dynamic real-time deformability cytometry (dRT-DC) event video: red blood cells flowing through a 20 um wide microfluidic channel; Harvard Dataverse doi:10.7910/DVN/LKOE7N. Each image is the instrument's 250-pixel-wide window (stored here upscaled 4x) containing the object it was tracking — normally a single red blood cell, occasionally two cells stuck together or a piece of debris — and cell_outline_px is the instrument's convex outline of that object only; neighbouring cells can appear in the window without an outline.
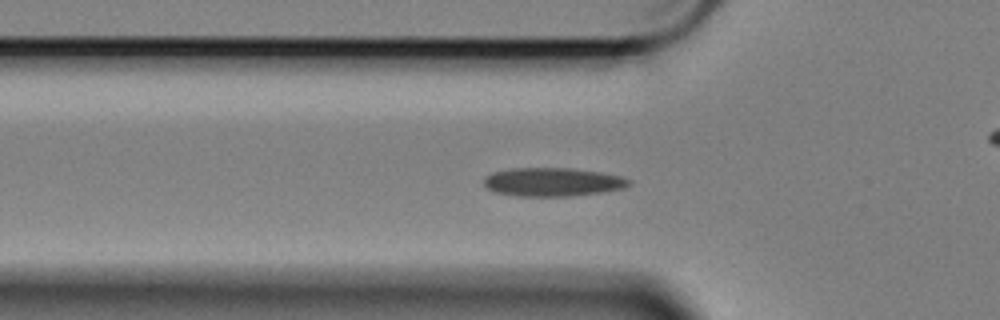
{"species": "Egyptian fruit bat (a non-hibernating species)", "species_latin": "Rousettus aegyptiacus", "temperature_condition": "cold", "stored_images_in_passage": 50, "camera_frame_rate_fps": 3000, "um_per_image_px": 0.085, "animal": {"sex": "female"}, "frame": {"image": 1, "passage_image": 18, "time_ms": 5.667, "image_size_px": [1000, 320], "cell_outline_px": [[632, 184], [624, 188], [600, 192], [568, 196], [516, 196], [496, 192], [488, 188], [484, 184], [484, 176], [492, 172], [508, 168], [572, 168], [600, 172], [620, 176], [632, 180]], "centroid_in_image_um": [46.96, 15.46], "position_along_channel_um": 78.8, "area_um2": 24.22}}
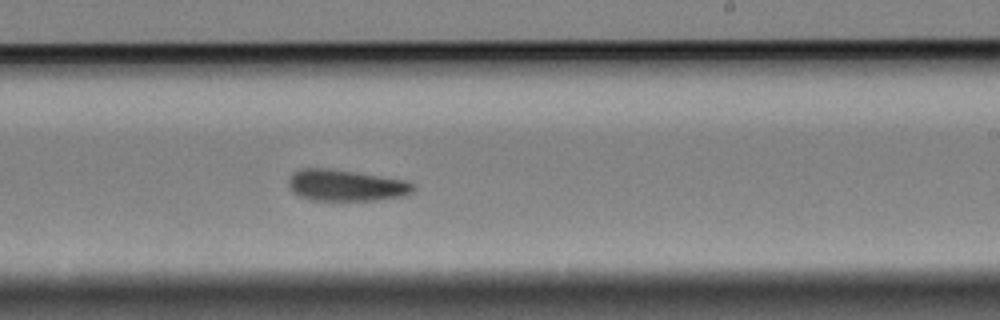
{"frame": {"image": 2, "passage_image": 34, "time_ms": 11.0, "image_size_px": [1000, 320], "cell_outline_px": [[416, 188], [412, 192], [404, 196], [380, 200], [308, 200], [292, 192], [288, 184], [288, 180], [292, 172], [300, 168], [332, 168], [408, 180], [416, 184]], "centroid_in_image_um": [29.43, 15.75], "position_along_channel_um": 259.6, "area_um2": 23.35}}
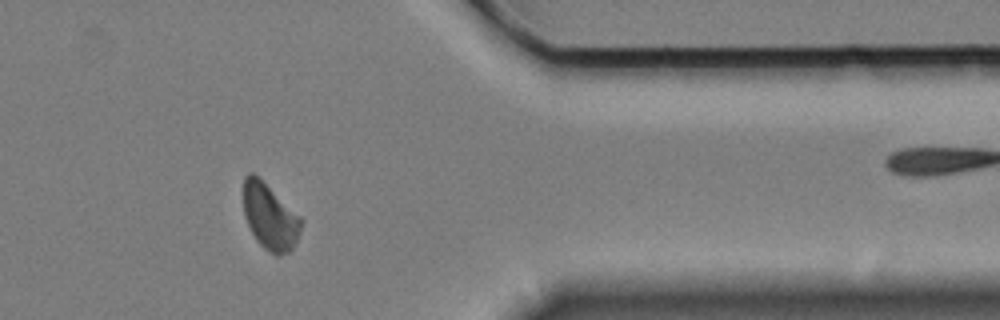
{"frame": {"image": 3, "passage_image": 47, "time_ms": 15.333, "image_size_px": [1000, 320], "cell_outline_px": [[304, 220], [296, 240], [292, 248], [288, 252], [280, 256], [276, 256], [264, 248], [256, 240], [244, 216], [244, 176], [248, 172], [252, 172], [300, 216]], "centroid_in_image_um": [22.94, 18.44], "position_along_channel_um": 388.5, "area_um2": 21.79}, "authors_computed_cell_mechanics": {"area_um2": 23.3223, "velocity_mm_per_s": 3.3806, "shape_relaxation_time_tau1_ms": 9.3978, "shape_relaxation_time_tau2_ms": null, "deformation_change_tau1": 0.1461, "deformation_change_tau2": null}}